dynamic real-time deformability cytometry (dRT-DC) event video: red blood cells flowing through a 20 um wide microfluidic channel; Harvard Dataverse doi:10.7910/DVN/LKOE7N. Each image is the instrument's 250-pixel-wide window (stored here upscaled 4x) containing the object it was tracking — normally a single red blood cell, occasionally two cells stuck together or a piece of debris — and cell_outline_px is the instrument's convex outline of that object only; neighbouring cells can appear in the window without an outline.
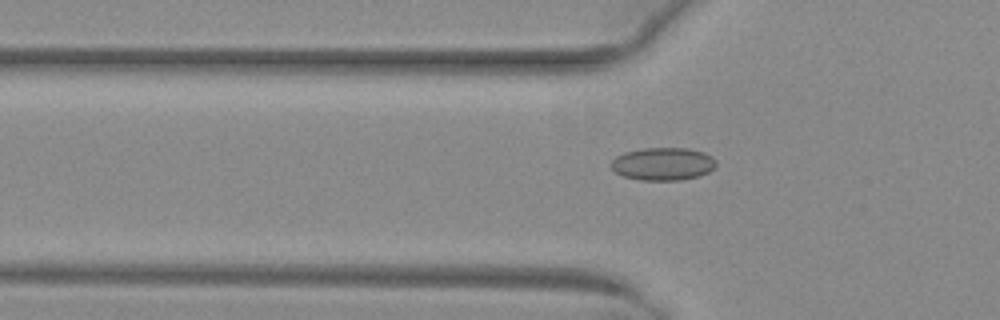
{"species": "common noctule bat (a hibernating species)", "species_latin": "Nyctalus noctula", "temperature_condition": "warm", "stored_images_in_passage": 40, "camera_frame_rate_fps": 3000, "um_per_image_px": 0.085, "animal": {"sex": "female", "body_mass_g": 29.2, "forearm_length_mm": 56.3}, "frame": {"image": 1, "passage_image": 6, "time_ms": 1.667, "image_size_px": [1000, 320], "cell_outline_px": [[716, 164], [708, 172], [700, 176], [680, 180], [640, 180], [624, 176], [616, 172], [612, 168], [612, 160], [616, 156], [624, 152], [644, 148], [688, 148], [704, 152], [712, 156], [716, 160]], "centroid_in_image_um": [56.37, 13.92], "position_along_channel_um": 69.4, "area_um2": 20.06}}
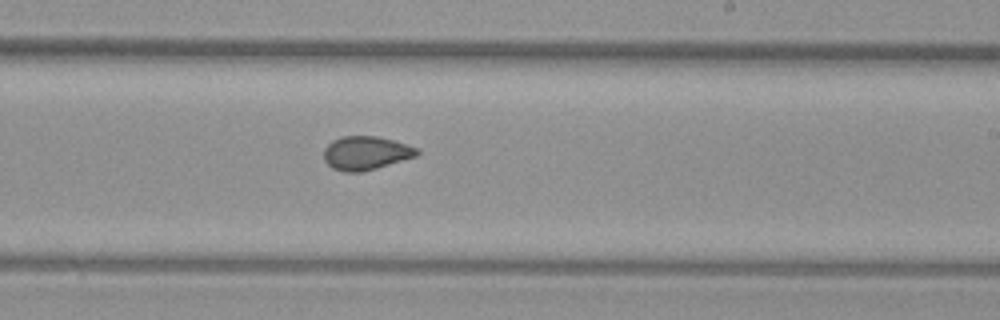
{"frame": {"image": 2, "passage_image": 20, "time_ms": 6.333, "image_size_px": [1000, 320], "cell_outline_px": [[420, 152], [416, 156], [364, 172], [344, 172], [332, 168], [324, 160], [324, 148], [332, 140], [340, 136], [376, 136], [392, 140], [420, 148]], "centroid_in_image_um": [31.09, 13.01], "position_along_channel_um": 257.9, "area_um2": 18.38}}
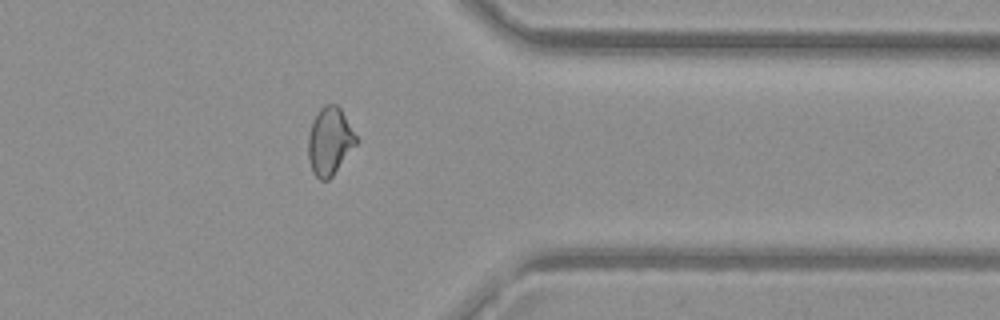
{"frame": {"image": 3, "passage_image": 30, "time_ms": 9.667, "image_size_px": [1000, 320], "cell_outline_px": [[356, 144], [332, 176], [328, 180], [320, 180], [312, 172], [308, 156], [308, 136], [312, 120], [320, 108], [324, 104], [336, 104], [340, 108], [356, 136]], "centroid_in_image_um": [27.99, 12.0], "position_along_channel_um": 383.4, "area_um2": 18.67}, "authors_computed_cell_mechanics": {"area_um2": 18.4671, "velocity_mm_per_s": 4.0466, "shape_relaxation_time_tau1_ms": null, "shape_relaxation_time_tau2_ms": 1.3588, "deformation_change_tau1": null, "deformation_change_tau2": 0.0552}}